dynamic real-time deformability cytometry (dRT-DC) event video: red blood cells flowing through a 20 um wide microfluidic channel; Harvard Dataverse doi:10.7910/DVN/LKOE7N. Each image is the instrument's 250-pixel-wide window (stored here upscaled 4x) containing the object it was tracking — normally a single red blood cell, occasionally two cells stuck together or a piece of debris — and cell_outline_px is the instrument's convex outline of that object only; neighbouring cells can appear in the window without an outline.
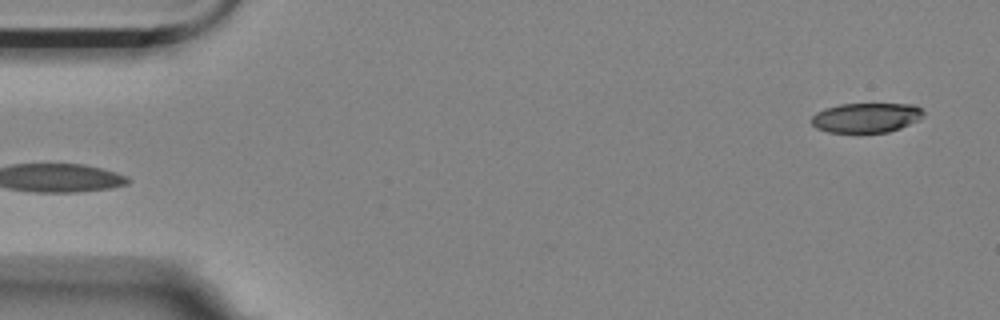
{"species": "Egyptian fruit bat (a non-hibernating species)", "species_latin": "Rousettus aegyptiacus", "temperature_condition": "room temperature", "stored_images_in_passage": 5, "segment_of_instrument_passage": [2, 2], "camera_frame_rate_fps": 3000, "um_per_image_px": 0.085, "animal": {"sex": "female"}, "frame": {"image": 1, "passage_image": 5, "time_ms": 1.333, "image_size_px": [1000, 320], "cell_outline_px": [[924, 116], [900, 128], [888, 132], [828, 132], [816, 128], [812, 124], [812, 116], [816, 112], [824, 108], [840, 104], [916, 104], [924, 112]], "centroid_in_image_um": [73.61, 9.99], "position_along_channel_um": 11.4, "area_um2": 19.31}}